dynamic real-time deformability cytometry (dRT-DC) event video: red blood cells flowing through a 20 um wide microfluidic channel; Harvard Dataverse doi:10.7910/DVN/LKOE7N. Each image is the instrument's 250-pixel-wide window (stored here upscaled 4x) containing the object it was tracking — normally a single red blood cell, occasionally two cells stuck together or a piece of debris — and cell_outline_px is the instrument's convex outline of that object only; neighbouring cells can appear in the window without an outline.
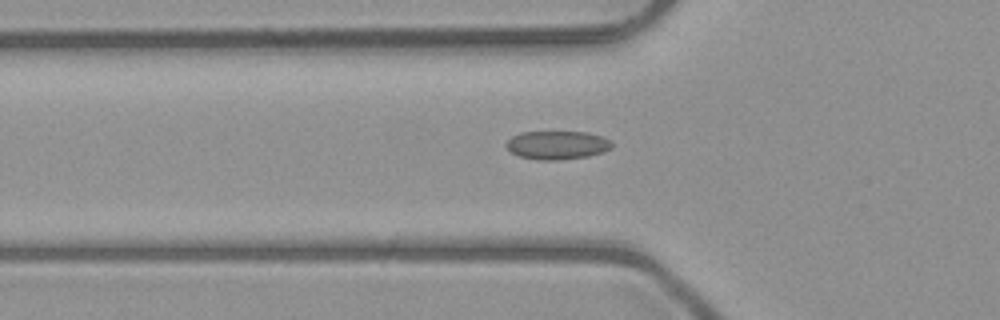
{"species": "common noctule bat (a hibernating species)", "species_latin": "Nyctalus noctula", "temperature_condition": "room temperature", "stored_images_in_passage": 50, "camera_frame_rate_fps": 3000, "um_per_image_px": 0.085, "animal": {"sex": "male", "body_mass_g": 23.1, "forearm_length_mm": 52.7}, "frame": {"image": 1, "passage_image": 18, "time_ms": 5.667, "image_size_px": [1000, 320], "cell_outline_px": [[612, 148], [588, 156], [560, 160], [536, 160], [520, 156], [512, 152], [504, 144], [512, 136], [520, 132], [588, 132], [600, 136], [608, 140], [612, 144]], "centroid_in_image_um": [47.33, 12.33], "position_along_channel_um": 78.5, "area_um2": 17.4}}
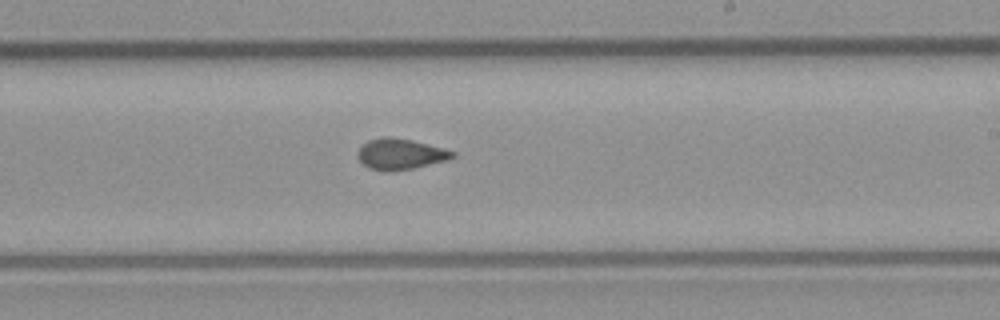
{"frame": {"image": 2, "passage_image": 31, "time_ms": 10.0, "image_size_px": [1000, 320], "cell_outline_px": [[456, 156], [448, 160], [412, 168], [388, 172], [384, 172], [368, 168], [356, 156], [356, 152], [368, 140], [388, 136], [412, 140], [444, 148], [456, 152]], "centroid_in_image_um": [34.03, 13.1], "position_along_channel_um": 255.0, "area_um2": 17.11}}
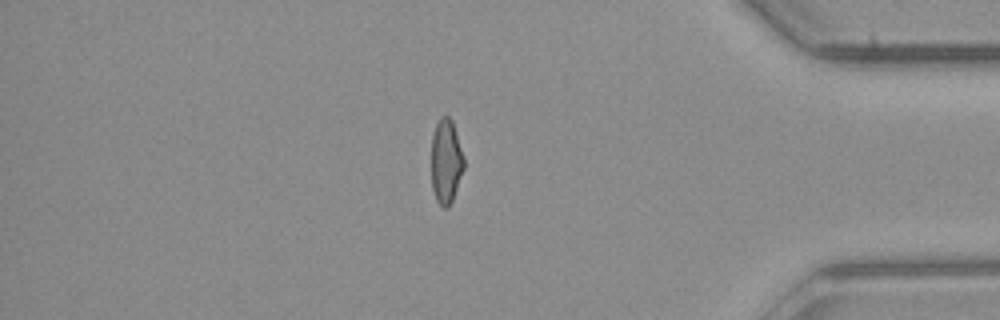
{"frame": {"image": 3, "passage_image": 44, "time_ms": 14.333, "image_size_px": [1000, 320], "cell_outline_px": [[464, 168], [452, 200], [448, 208], [444, 208], [436, 200], [432, 188], [432, 136], [436, 124], [440, 116], [448, 116], [452, 120], [464, 156]], "centroid_in_image_um": [37.91, 13.7], "position_along_channel_um": 397.3, "area_um2": 15.95}}